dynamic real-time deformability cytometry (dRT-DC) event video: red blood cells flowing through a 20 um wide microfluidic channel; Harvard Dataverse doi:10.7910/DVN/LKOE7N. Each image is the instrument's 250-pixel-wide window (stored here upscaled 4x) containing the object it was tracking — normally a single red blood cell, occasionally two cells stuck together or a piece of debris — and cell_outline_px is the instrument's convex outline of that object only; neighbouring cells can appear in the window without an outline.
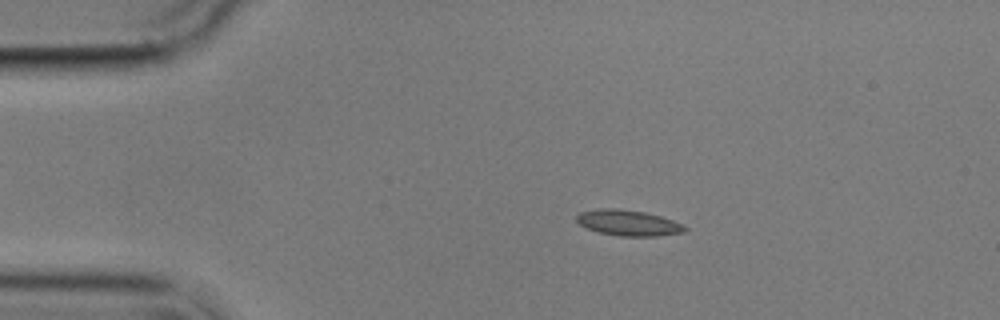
{"species": "common noctule bat (a hibernating species)", "species_latin": "Nyctalus noctula", "temperature_condition": "cold", "stored_images_in_passage": 3, "camera_frame_rate_fps": 3000, "um_per_image_px": 0.085, "animal": {"sex": "male", "body_mass_g": 17.9}, "frame": {"image": 1, "passage_image": 1, "time_ms": 0.0, "image_size_px": [1000, 320], "cell_outline_px": [[688, 228], [684, 232], [656, 236], [620, 236], [600, 232], [588, 228], [580, 224], [576, 220], [576, 216], [580, 212], [600, 208], [616, 208], [644, 212], [660, 216], [672, 220]], "centroid_in_image_um": [53.39, 18.94], "position_along_channel_um": 31.6, "area_um2": 16.01}}
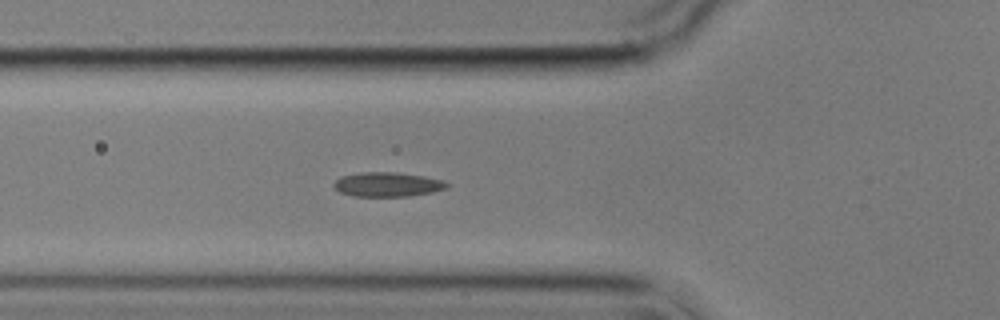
{"frame": {"image": 2, "passage_image": 3, "time_ms": 3.0, "image_size_px": [1000, 320], "cell_outline_px": [[448, 188], [432, 192], [408, 196], [352, 196], [340, 192], [332, 184], [340, 176], [360, 172], [396, 172], [424, 176], [444, 180], [448, 184]], "centroid_in_image_um": [32.93, 15.67], "position_along_channel_um": 92.9, "area_um2": 16.13}}